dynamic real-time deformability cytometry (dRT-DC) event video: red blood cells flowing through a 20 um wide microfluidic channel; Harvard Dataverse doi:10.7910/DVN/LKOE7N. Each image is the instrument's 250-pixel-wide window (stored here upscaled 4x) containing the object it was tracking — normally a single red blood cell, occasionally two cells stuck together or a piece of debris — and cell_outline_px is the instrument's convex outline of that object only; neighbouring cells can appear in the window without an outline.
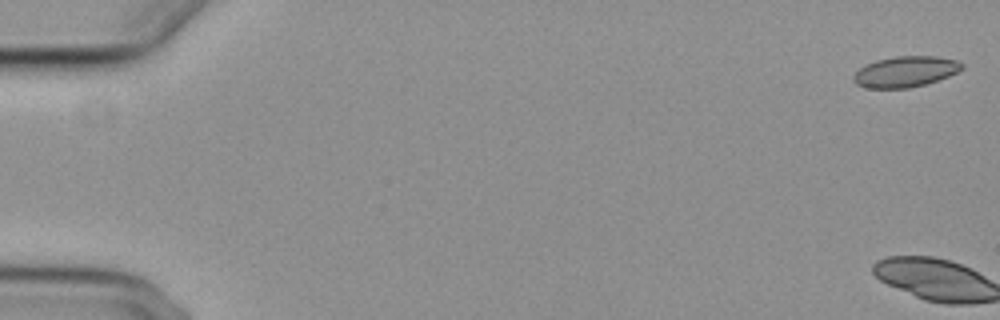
{"species": "common noctule bat (a hibernating species)", "species_latin": "Nyctalus noctula", "temperature_condition": "cold", "stored_images_in_passage": 7, "camera_frame_rate_fps": 3000, "um_per_image_px": 0.085, "animal": {"sex": "female", "body_mass_g": 29.2, "forearm_length_mm": 56.3}, "frame": {"image": 1, "passage_image": 1, "time_ms": 0.0, "image_size_px": [1000, 320], "cell_outline_px": [[964, 68], [948, 76], [924, 84], [908, 88], [868, 88], [856, 84], [852, 80], [852, 76], [860, 68], [876, 60], [896, 56], [936, 56], [956, 60], [964, 64]], "centroid_in_image_um": [76.95, 6.09], "position_along_channel_um": 8.1, "area_um2": 19.31}}